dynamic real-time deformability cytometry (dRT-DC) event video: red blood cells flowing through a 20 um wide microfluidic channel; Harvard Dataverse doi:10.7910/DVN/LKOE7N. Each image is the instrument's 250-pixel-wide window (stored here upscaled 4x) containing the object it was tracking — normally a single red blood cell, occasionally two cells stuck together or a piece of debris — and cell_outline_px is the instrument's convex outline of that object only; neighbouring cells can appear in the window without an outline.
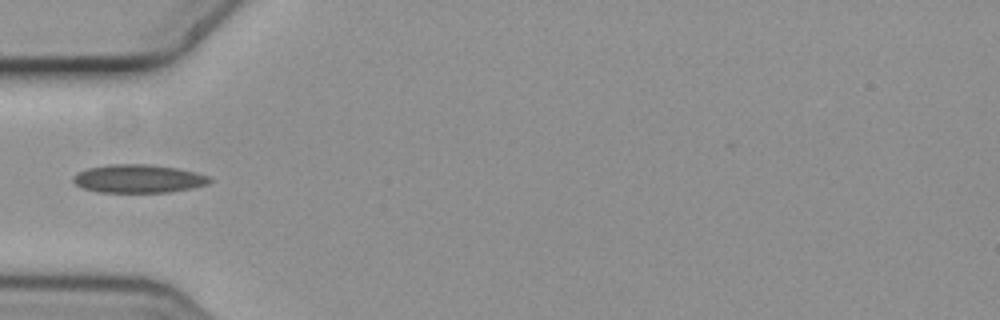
{"species": "common noctule bat (a hibernating species)", "species_latin": "Nyctalus noctula", "temperature_condition": "cold", "stored_images_in_passage": 9, "camera_frame_rate_fps": 3000, "um_per_image_px": 0.085, "animal": {"sex": "female", "body_mass_g": 19.3, "forearm_length_mm": 54.1}, "frame": {"image": 1, "passage_image": 6, "time_ms": 1.667, "image_size_px": [1000, 320], "cell_outline_px": [[212, 180], [208, 184], [192, 188], [168, 192], [100, 192], [84, 188], [76, 184], [72, 180], [72, 176], [88, 168], [108, 164], [148, 164], [176, 168], [196, 172], [208, 176]], "centroid_in_image_um": [11.77, 15.18], "position_along_channel_um": 73.2, "area_um2": 22.37}}
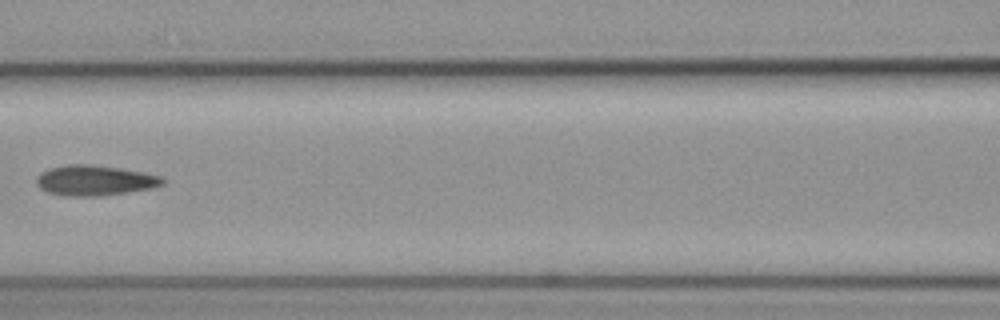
{"frame": {"image": 2, "passage_image": 8, "time_ms": 2.333, "image_size_px": [1000, 320], "cell_outline_px": [[168, 180], [164, 184], [152, 188], [128, 192], [100, 196], [64, 196], [48, 192], [40, 188], [36, 184], [36, 176], [40, 172], [48, 168], [68, 164], [88, 164], [120, 168], [144, 172], [164, 176]], "centroid_in_image_um": [8.08, 15.33], "position_along_channel_um": 158.5, "area_um2": 22.66}}
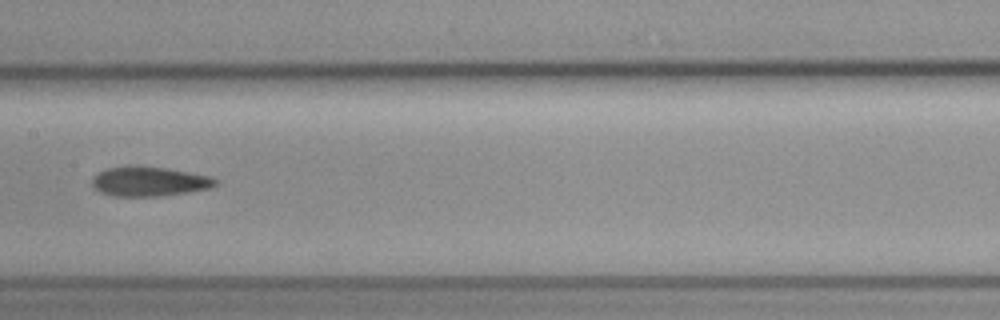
{"frame": {"image": 3, "passage_image": 9, "time_ms": 2.667, "image_size_px": [1000, 320], "cell_outline_px": [[220, 180], [216, 184], [208, 188], [188, 192], [164, 196], [112, 196], [100, 192], [92, 188], [92, 176], [108, 168], [128, 164], [136, 164], [164, 168], [188, 172], [208, 176]], "centroid_in_image_um": [12.62, 15.41], "position_along_channel_um": 194.8, "area_um2": 21.56}}